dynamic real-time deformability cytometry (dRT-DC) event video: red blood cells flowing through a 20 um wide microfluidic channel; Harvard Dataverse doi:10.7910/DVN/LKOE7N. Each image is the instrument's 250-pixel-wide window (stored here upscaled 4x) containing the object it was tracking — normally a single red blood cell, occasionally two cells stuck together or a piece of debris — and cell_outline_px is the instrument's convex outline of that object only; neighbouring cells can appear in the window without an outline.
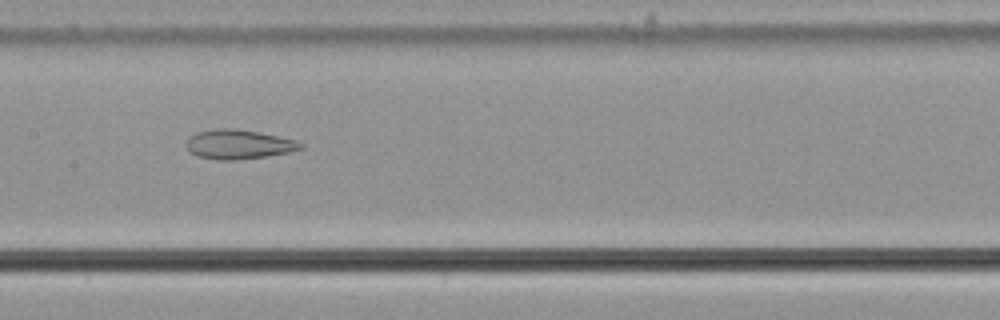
{"species": "common noctule bat (a hibernating species)", "species_latin": "Nyctalus noctula", "temperature_condition": "cold", "stored_images_in_passage": 50, "camera_frame_rate_fps": 3000, "um_per_image_px": 0.085, "animal": {"sex": "male", "body_mass_g": 21.5, "forearm_length_mm": 52.0}, "frame": {"image": 1, "passage_image": 22, "time_ms": 7.0, "image_size_px": [1000, 320], "cell_outline_px": [[304, 148], [288, 152], [264, 156], [232, 160], [216, 160], [196, 156], [188, 148], [188, 136], [196, 132], [216, 128], [236, 128], [260, 132], [296, 140], [304, 144]], "centroid_in_image_um": [20.28, 12.25], "position_along_channel_um": 187.1, "area_um2": 19.54}}
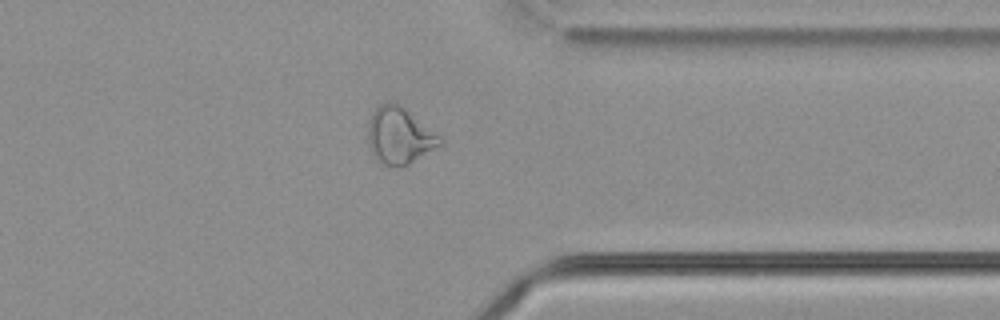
{"frame": {"image": 2, "passage_image": 38, "time_ms": 12.333, "image_size_px": [1000, 320], "cell_outline_px": [[444, 144], [408, 164], [400, 168], [384, 164], [376, 160], [368, 144], [368, 120], [372, 112], [380, 104], [388, 100], [400, 104], [440, 136], [444, 140]], "centroid_in_image_um": [33.95, 11.53], "position_along_channel_um": 377.5, "area_um2": 23.99}}
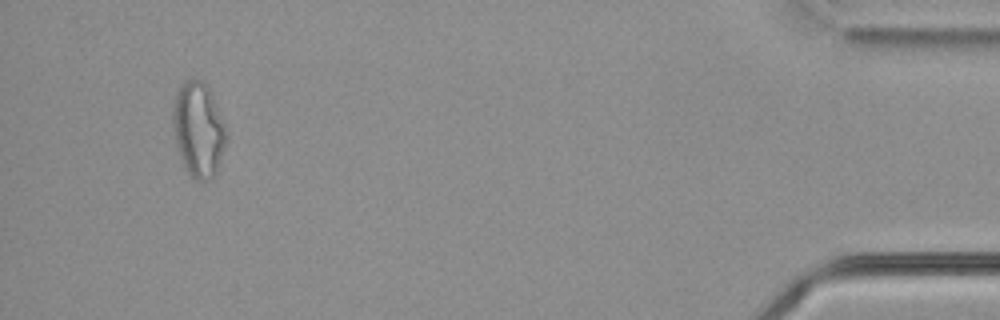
{"frame": {"image": 3, "passage_image": 47, "time_ms": 15.333, "image_size_px": [1000, 320], "cell_outline_px": [[228, 140], [216, 172], [208, 180], [196, 180], [184, 168], [176, 144], [172, 124], [172, 108], [176, 92], [188, 80], [200, 80], [208, 88], [228, 128]], "centroid_in_image_um": [16.88, 11.04], "position_along_channel_um": 418.3, "area_um2": 29.54}, "authors_computed_cell_mechanics": {"area_um2": 24.9407, "velocity_mm_per_s": 3.6656, "shape_relaxation_time_tau1_ms": null, "shape_relaxation_time_tau2_ms": 2.8598, "deformation_change_tau1": null, "deformation_change_tau2": 0.1128}}